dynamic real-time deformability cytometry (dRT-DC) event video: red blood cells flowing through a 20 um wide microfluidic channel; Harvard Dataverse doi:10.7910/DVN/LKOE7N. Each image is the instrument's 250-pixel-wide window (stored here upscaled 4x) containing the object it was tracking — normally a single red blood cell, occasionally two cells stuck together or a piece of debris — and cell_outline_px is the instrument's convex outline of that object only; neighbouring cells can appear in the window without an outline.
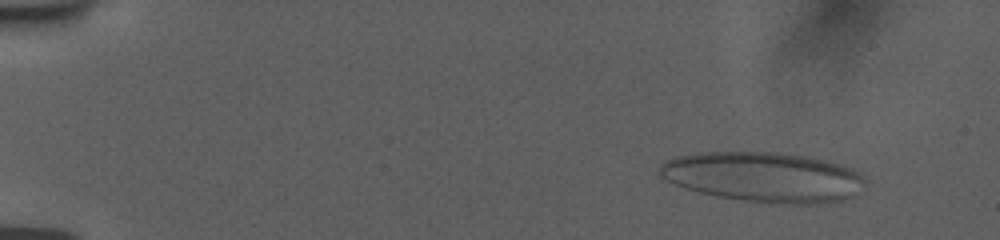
{"species": "human", "species_latin": "Homo sapiens", "temperature_condition": "room temperature", "stored_images_in_passage": 74, "camera_frame_rate_fps": 3000, "um_per_image_px": 0.085, "donor": {"sex": "female"}, "frame": {"image": 1, "passage_image": 1, "time_ms": 0.0, "image_size_px": [1000, 240], "cell_outline_px": [[856, 176], [844, 196], [836, 200], [816, 204], [792, 204], [748, 200], [716, 196], [700, 192], [688, 188], [668, 180], [664, 176], [660, 168], [664, 164], [672, 160], [688, 156], [708, 152], [780, 152], [804, 156], [832, 164], [852, 172]], "centroid_in_image_um": [64.68, 15.03], "position_along_channel_um": 20.3, "area_um2": 55.6}}
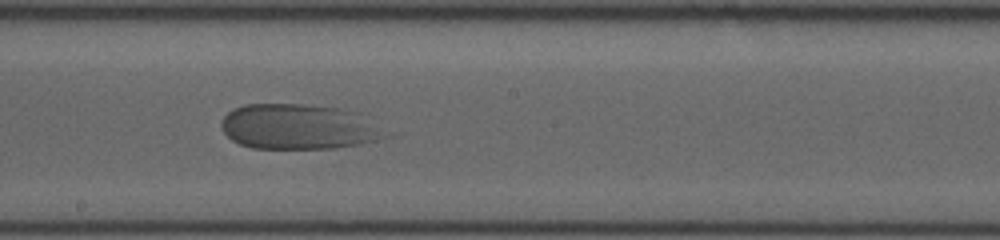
{"frame": {"image": 2, "passage_image": 41, "time_ms": 9.0, "image_size_px": [1000, 240], "cell_outline_px": [[368, 140], [356, 144], [332, 148], [252, 148], [240, 144], [232, 140], [224, 132], [224, 116], [228, 112], [244, 104], [300, 104], [336, 108], [344, 112], [360, 128]], "centroid_in_image_um": [24.76, 10.78], "position_along_channel_um": 223.4, "area_um2": 38.49}}
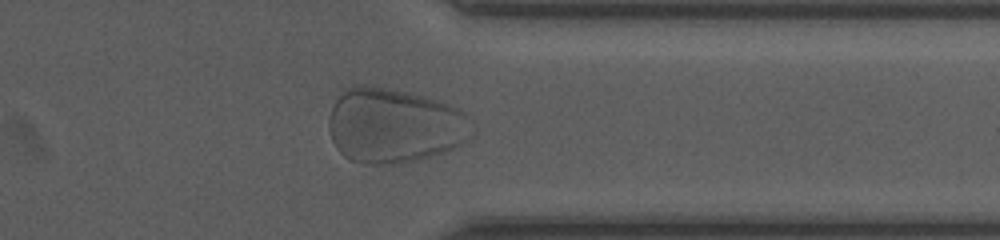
{"frame": {"image": 3, "passage_image": 62, "time_ms": 13.333, "image_size_px": [1000, 240], "cell_outline_px": [[464, 140], [452, 148], [420, 160], [404, 164], [360, 164], [344, 156], [336, 148], [332, 140], [328, 124], [328, 120], [332, 108], [336, 100], [344, 88], [356, 84], [368, 84], [408, 92], [456, 108], [464, 112]], "centroid_in_image_um": [33.33, 10.68], "position_along_channel_um": 378.1, "area_um2": 61.27}}